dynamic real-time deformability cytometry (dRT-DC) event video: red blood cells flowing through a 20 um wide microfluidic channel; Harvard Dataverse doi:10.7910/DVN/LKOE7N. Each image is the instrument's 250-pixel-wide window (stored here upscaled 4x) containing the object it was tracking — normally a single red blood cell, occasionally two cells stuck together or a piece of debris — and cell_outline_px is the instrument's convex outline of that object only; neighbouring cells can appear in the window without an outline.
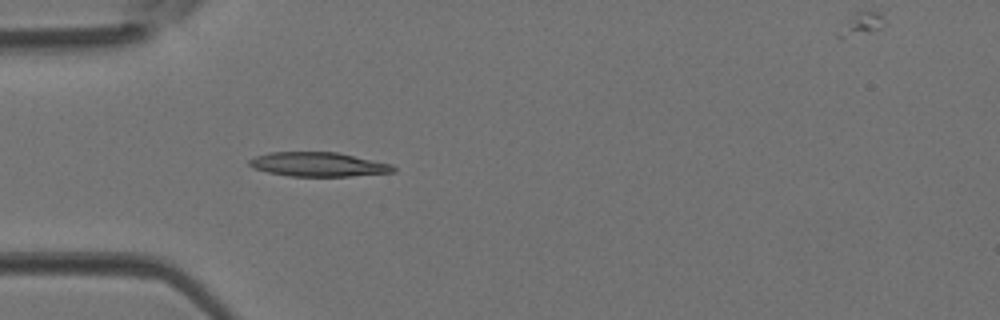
{"species": "Egyptian fruit bat (a non-hibernating species)", "species_latin": "Rousettus aegyptiacus", "temperature_condition": "room temperature", "stored_images_in_passage": 4, "camera_frame_rate_fps": 3000, "um_per_image_px": 0.085, "animal": {"sex": "female"}, "frame": {"image": 1, "passage_image": 4, "time_ms": 1.0, "image_size_px": [1000, 320], "cell_outline_px": [[396, 172], [352, 176], [288, 176], [268, 172], [252, 168], [248, 164], [248, 160], [256, 156], [272, 152], [336, 152], [392, 164], [396, 168]], "centroid_in_image_um": [27.06, 13.98], "position_along_channel_um": 57.9, "area_um2": 20.35}}